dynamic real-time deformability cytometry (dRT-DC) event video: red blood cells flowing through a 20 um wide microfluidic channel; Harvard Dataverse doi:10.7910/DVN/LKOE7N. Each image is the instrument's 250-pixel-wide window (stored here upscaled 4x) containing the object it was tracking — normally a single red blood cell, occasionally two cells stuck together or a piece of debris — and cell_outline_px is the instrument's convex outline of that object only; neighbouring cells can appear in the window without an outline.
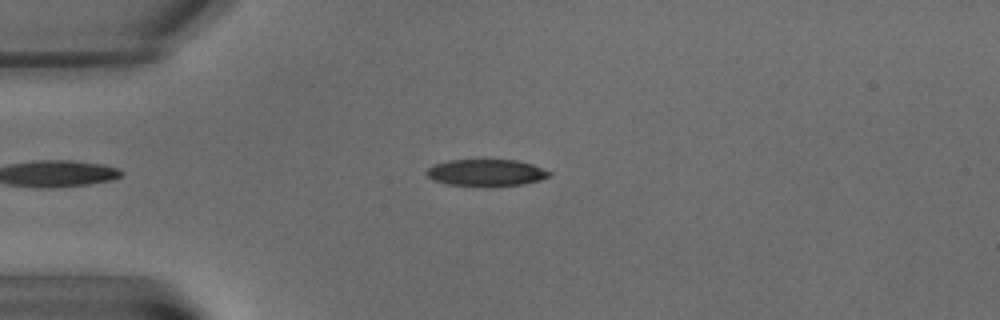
{"species": "common noctule bat (a hibernating species)", "species_latin": "Nyctalus noctula", "temperature_condition": "warm", "stored_images_in_passage": 3, "camera_frame_rate_fps": 3000, "um_per_image_px": 0.085, "animal": {"sex": "male", "body_mass_g": 15.6}, "frame": {"image": 1, "passage_image": 3, "time_ms": 2.333, "image_size_px": [1000, 320], "cell_outline_px": [[552, 176], [540, 180], [524, 184], [448, 184], [432, 180], [424, 172], [428, 168], [436, 164], [448, 160], [516, 160], [532, 164], [552, 172]], "centroid_in_image_um": [41.35, 14.64], "position_along_channel_um": 43.7, "area_um2": 18.55}}